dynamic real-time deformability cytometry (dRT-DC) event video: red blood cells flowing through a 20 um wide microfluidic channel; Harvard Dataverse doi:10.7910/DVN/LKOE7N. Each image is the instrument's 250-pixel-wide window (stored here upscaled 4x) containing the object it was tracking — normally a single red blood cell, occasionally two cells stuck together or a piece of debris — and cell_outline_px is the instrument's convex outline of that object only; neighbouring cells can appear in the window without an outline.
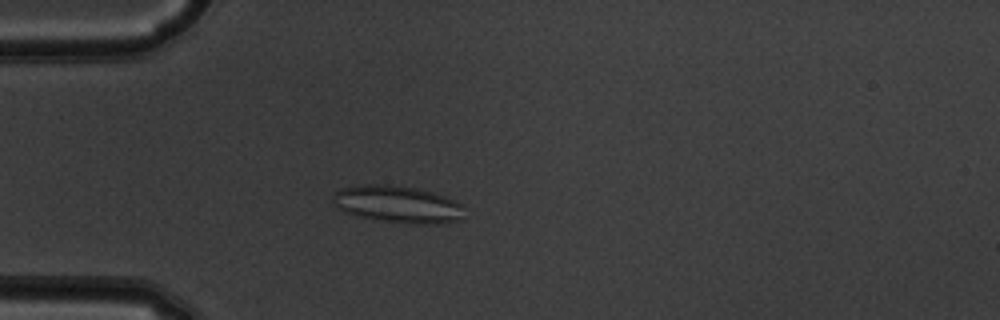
{"species": "common noctule bat (a hibernating species)", "species_latin": "Nyctalus noctula", "temperature_condition": "warm", "stored_images_in_passage": 51, "camera_frame_rate_fps": 3000, "um_per_image_px": 0.085, "animal": {"sex": "male", "body_mass_g": 19.5, "forearm_length_mm": 54.6}, "frame": {"image": 1, "passage_image": 14, "time_ms": 4.333, "image_size_px": [1000, 320], "cell_outline_px": [[464, 220], [444, 224], [408, 224], [372, 220], [356, 216], [344, 212], [336, 208], [332, 204], [332, 196], [340, 188], [364, 184], [396, 184], [416, 188], [432, 192], [444, 196], [464, 204]], "centroid_in_image_um": [33.81, 17.38], "position_along_channel_um": 51.2, "area_um2": 29.48}}
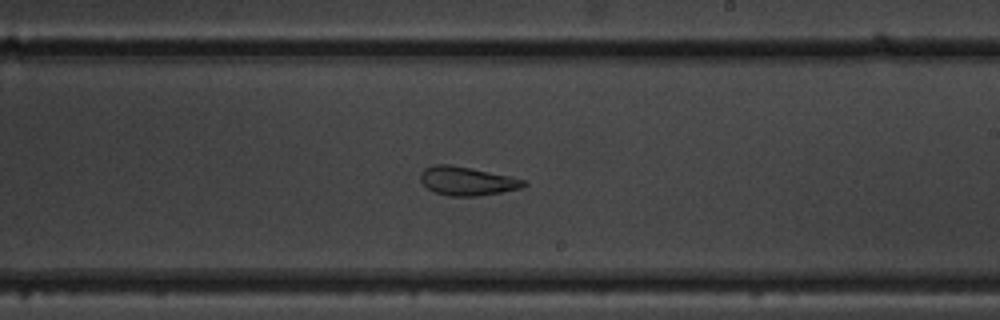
{"frame": {"image": 2, "passage_image": 30, "time_ms": 9.667, "image_size_px": [1000, 320], "cell_outline_px": [[528, 184], [520, 188], [500, 192], [476, 196], [452, 196], [436, 192], [428, 188], [420, 180], [420, 172], [424, 168], [436, 164], [448, 164], [472, 168], [508, 176], [524, 180]], "centroid_in_image_um": [39.67, 15.38], "position_along_channel_um": 249.3, "area_um2": 16.99}}
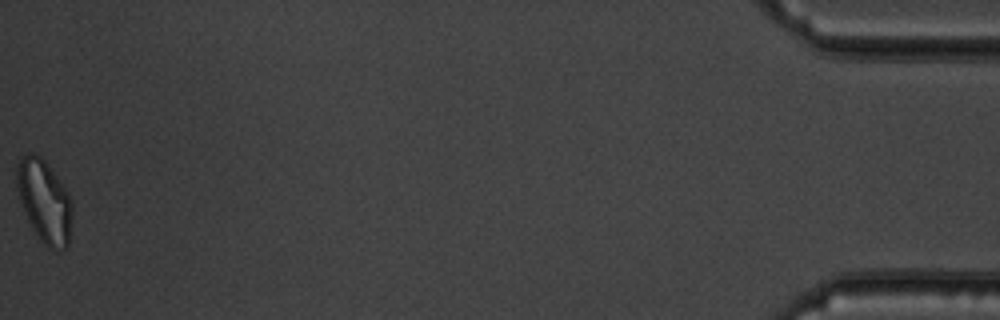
{"frame": {"image": 3, "passage_image": 51, "time_ms": 16.667, "image_size_px": [1000, 320], "cell_outline_px": [[72, 216], [68, 244], [64, 248], [56, 252], [48, 248], [36, 236], [28, 220], [20, 200], [16, 188], [16, 168], [20, 160], [24, 156], [32, 152], [40, 156], [48, 164], [68, 192], [72, 200]], "centroid_in_image_um": [3.78, 17.13], "position_along_channel_um": 431.4, "area_um2": 26.82}, "authors_computed_cell_mechanics": {"area_um2": 23.6402, "velocity_mm_per_s": 3.944, "shape_relaxation_time_tau1_ms": null, "shape_relaxation_time_tau2_ms": 1.9862, "deformation_change_tau1": null, "deformation_change_tau2": 0.094}}